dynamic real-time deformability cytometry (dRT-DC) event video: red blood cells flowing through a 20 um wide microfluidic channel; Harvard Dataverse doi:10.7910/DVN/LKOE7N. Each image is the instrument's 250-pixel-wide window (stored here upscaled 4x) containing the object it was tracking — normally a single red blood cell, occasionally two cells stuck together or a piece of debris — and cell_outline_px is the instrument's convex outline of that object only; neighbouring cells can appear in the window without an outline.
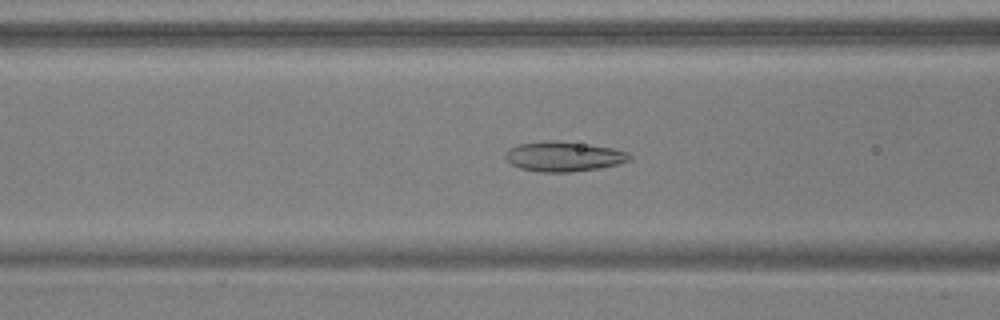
{"species": "common noctule bat (a hibernating species)", "species_latin": "Nyctalus noctula", "temperature_condition": "warm", "stored_images_in_passage": 54, "camera_frame_rate_fps": 3000, "um_per_image_px": 0.085, "animal": {"sex": "male", "body_mass_g": 17.9, "forearm_length_mm": 54.2}, "frame": {"image": 1, "passage_image": 22, "time_ms": 7.0, "image_size_px": [1000, 320], "cell_outline_px": [[632, 160], [600, 168], [572, 172], [540, 172], [520, 168], [512, 164], [504, 156], [508, 148], [520, 144], [552, 140], [588, 144], [612, 148], [628, 152], [632, 156]], "centroid_in_image_um": [47.93, 13.3], "position_along_channel_um": 118.7, "area_um2": 21.56}}
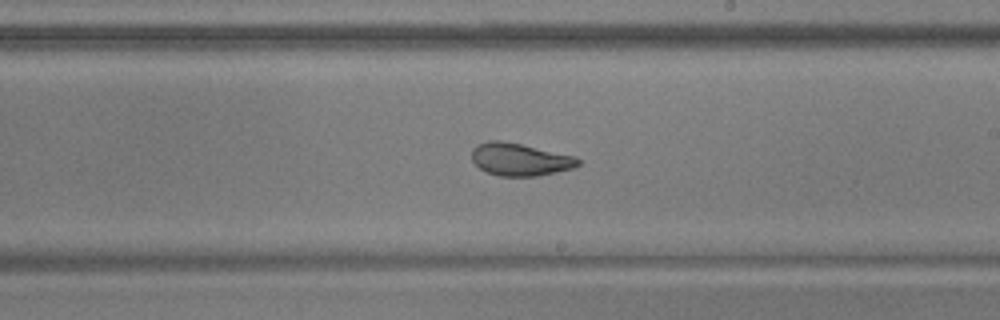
{"frame": {"image": 2, "passage_image": 32, "time_ms": 10.333, "image_size_px": [1000, 320], "cell_outline_px": [[580, 164], [572, 168], [556, 172], [536, 176], [500, 176], [488, 172], [480, 168], [472, 160], [472, 148], [476, 144], [488, 140], [500, 140], [520, 144], [576, 156], [580, 160]], "centroid_in_image_um": [44.18, 13.54], "position_along_channel_um": 244.8, "area_um2": 20.11}}
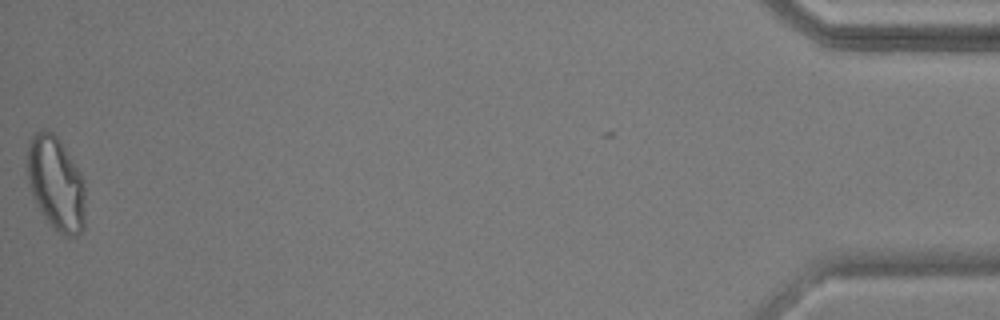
{"frame": {"image": 3, "passage_image": 54, "time_ms": 17.667, "image_size_px": [1000, 320], "cell_outline_px": [[84, 228], [76, 236], [64, 236], [56, 232], [44, 216], [36, 204], [28, 180], [28, 140], [36, 132], [44, 128], [52, 132], [60, 140], [80, 172], [84, 180]], "centroid_in_image_um": [4.76, 15.6], "position_along_channel_um": 430.4, "area_um2": 31.67}, "authors_computed_cell_mechanics": {"area_um2": 23.2934, "velocity_mm_per_s": 3.7863, "shape_relaxation_time_tau1_ms": null, "shape_relaxation_time_tau2_ms": 1.8765, "deformation_change_tau1": null, "deformation_change_tau2": 0.0809}}